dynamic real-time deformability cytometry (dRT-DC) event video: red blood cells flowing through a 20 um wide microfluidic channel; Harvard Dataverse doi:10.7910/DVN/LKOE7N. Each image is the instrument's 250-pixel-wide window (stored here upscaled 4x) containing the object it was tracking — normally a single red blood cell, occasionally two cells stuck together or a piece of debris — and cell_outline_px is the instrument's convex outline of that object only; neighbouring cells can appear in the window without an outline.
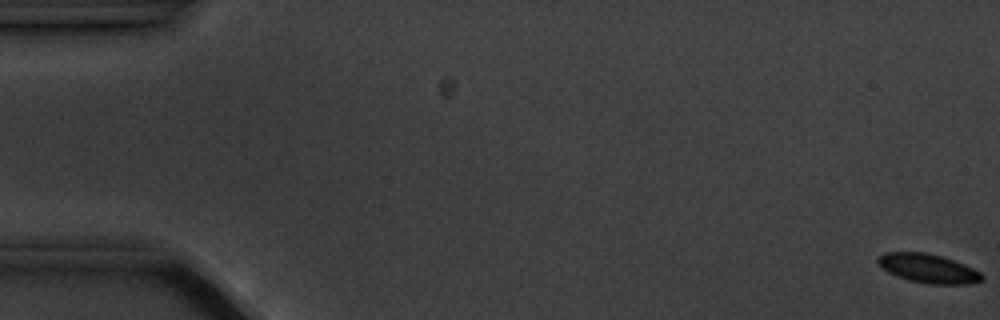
{"species": "common noctule bat (a hibernating species)", "species_latin": "Nyctalus noctula", "temperature_condition": "cold", "stored_images_in_passage": 6, "camera_frame_rate_fps": 3000, "um_per_image_px": 0.085, "animal": {"sex": "male", "body_mass_g": 20.1, "forearm_length_mm": 53.5}, "frame": {"image": 1, "passage_image": 1, "time_ms": 0.0, "image_size_px": [1000, 320], "cell_outline_px": [[984, 280], [972, 284], [928, 284], [908, 280], [896, 276], [888, 272], [876, 260], [884, 252], [924, 252], [940, 256], [964, 264], [980, 272], [984, 276]], "centroid_in_image_um": [78.92, 22.83], "position_along_channel_um": 6.1, "area_um2": 17.51}}